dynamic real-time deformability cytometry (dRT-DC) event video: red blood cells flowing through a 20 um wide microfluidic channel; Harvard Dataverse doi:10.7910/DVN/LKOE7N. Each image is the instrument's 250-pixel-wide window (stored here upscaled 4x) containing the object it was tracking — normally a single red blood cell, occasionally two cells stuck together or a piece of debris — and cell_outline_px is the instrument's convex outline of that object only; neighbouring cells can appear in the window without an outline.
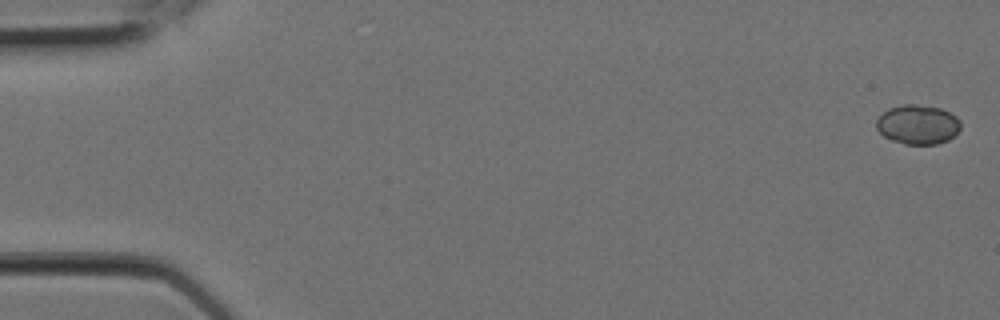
{"species": "Egyptian fruit bat (a non-hibernating species)", "species_latin": "Rousettus aegyptiacus", "temperature_condition": "room temperature", "stored_images_in_passage": 7, "camera_frame_rate_fps": 3000, "um_per_image_px": 0.085, "animal": {"sex": "female"}, "frame": {"image": 1, "passage_image": 1, "time_ms": 0.0, "image_size_px": [1000, 320], "cell_outline_px": [[960, 128], [948, 140], [936, 144], [904, 144], [892, 140], [884, 136], [876, 128], [876, 120], [888, 108], [904, 104], [916, 104], [940, 108], [956, 116], [960, 120]], "centroid_in_image_um": [78.0, 10.58], "position_along_channel_um": 7.0, "area_um2": 19.25}}